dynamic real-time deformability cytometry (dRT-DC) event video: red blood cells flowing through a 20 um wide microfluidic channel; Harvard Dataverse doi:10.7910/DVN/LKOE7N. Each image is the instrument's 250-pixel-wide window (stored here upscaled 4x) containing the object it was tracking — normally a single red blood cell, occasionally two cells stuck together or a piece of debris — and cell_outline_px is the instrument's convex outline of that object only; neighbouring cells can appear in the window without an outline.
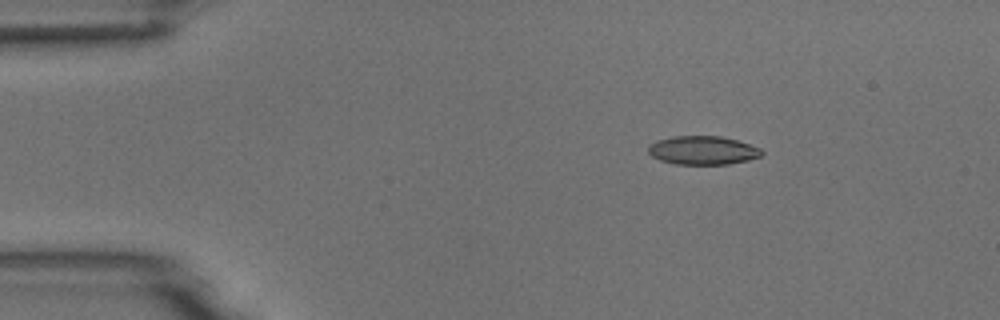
{"species": "common noctule bat (a hibernating species)", "species_latin": "Nyctalus noctula", "temperature_condition": "room temperature", "stored_images_in_passage": 5, "segment_of_instrument_passage": [1, 2], "camera_frame_rate_fps": 3000, "um_per_image_px": 0.085, "animal": {"sex": "male", "body_mass_g": 18.8}, "frame": {"image": 1, "passage_image": 2, "time_ms": 1.333, "image_size_px": [1000, 320], "cell_outline_px": [[764, 156], [748, 160], [728, 164], [676, 164], [660, 160], [652, 156], [648, 152], [648, 148], [656, 140], [672, 136], [720, 136], [736, 140], [760, 148], [764, 152]], "centroid_in_image_um": [59.76, 12.78], "position_along_channel_um": 25.2, "area_um2": 18.9}}